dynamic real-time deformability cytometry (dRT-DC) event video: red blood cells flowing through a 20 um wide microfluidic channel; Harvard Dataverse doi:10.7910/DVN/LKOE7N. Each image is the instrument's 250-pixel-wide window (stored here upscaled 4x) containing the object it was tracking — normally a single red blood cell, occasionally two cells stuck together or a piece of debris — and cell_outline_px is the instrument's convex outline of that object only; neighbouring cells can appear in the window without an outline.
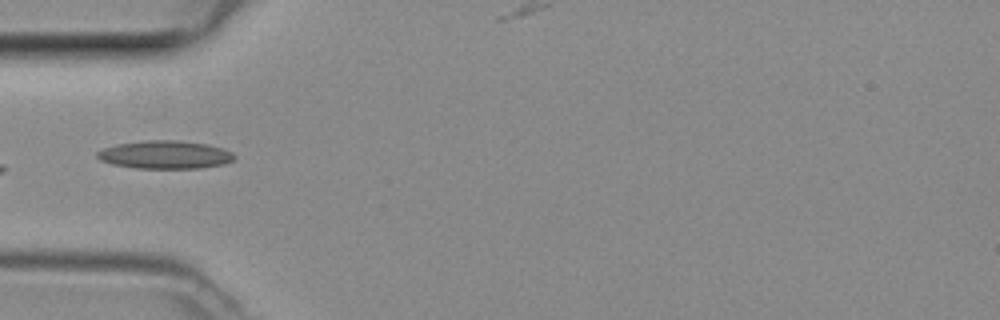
{"species": "common noctule bat (a hibernating species)", "species_latin": "Nyctalus noctula", "temperature_condition": "room temperature", "stored_images_in_passage": 25, "camera_frame_rate_fps": 3000, "um_per_image_px": 0.085, "animal": {"sex": "female", "body_mass_g": 29.2, "forearm_length_mm": 56.3}, "frame": {"image": 1, "passage_image": 4, "time_ms": 1.0, "image_size_px": [1000, 320], "cell_outline_px": [[236, 156], [232, 160], [224, 164], [200, 168], [136, 168], [112, 164], [100, 160], [96, 156], [96, 152], [104, 148], [120, 144], [144, 140], [176, 140], [208, 144], [232, 152]], "centroid_in_image_um": [14.03, 13.15], "position_along_channel_um": 71.0, "area_um2": 22.31}}